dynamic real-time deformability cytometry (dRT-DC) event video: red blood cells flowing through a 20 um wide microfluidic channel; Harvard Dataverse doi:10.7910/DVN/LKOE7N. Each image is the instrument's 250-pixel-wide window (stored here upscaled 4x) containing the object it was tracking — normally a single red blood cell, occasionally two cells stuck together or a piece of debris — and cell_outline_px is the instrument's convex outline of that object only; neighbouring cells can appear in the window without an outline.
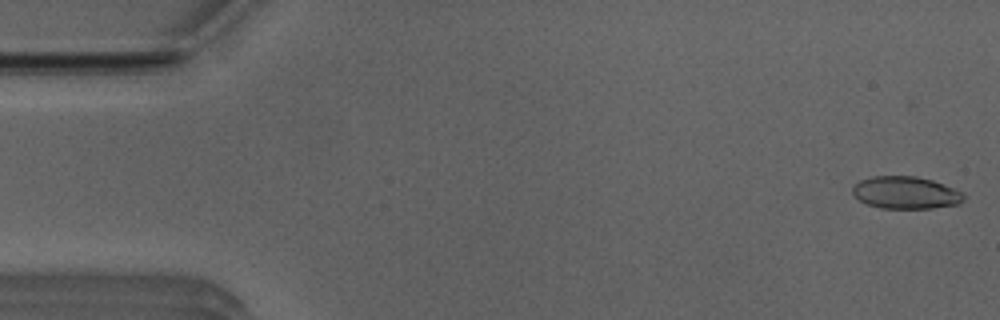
{"species": "Egyptian fruit bat (a non-hibernating species)", "species_latin": "Rousettus aegyptiacus", "temperature_condition": "room temperature", "stored_images_in_passage": 52, "segment_of_instrument_passage": [1, 2], "camera_frame_rate_fps": 3000, "um_per_image_px": 0.085, "animal": {"sex": "male"}, "frame": {"image": 1, "passage_image": 1, "time_ms": 0.0, "image_size_px": [1000, 320], "cell_outline_px": [[964, 200], [956, 204], [932, 208], [880, 208], [868, 204], [860, 200], [852, 192], [852, 188], [860, 180], [872, 176], [916, 176], [932, 180], [964, 192]], "centroid_in_image_um": [76.99, 16.37], "position_along_channel_um": 8.0, "area_um2": 20.81}}
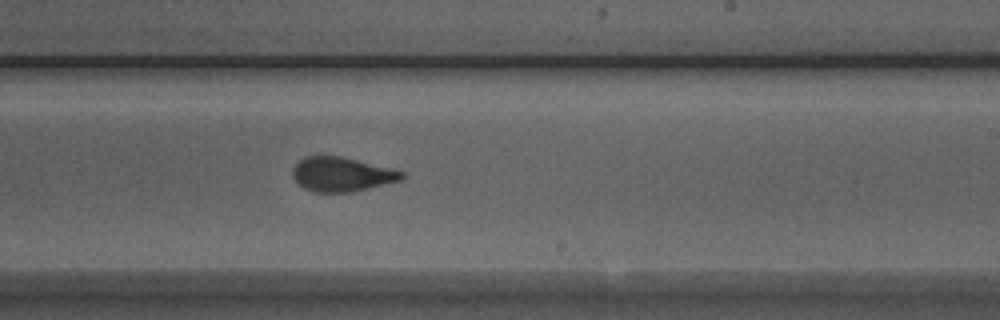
{"frame": {"image": 2, "passage_image": 30, "time_ms": 9.667, "image_size_px": [1000, 320], "cell_outline_px": [[404, 176], [400, 180], [348, 192], [312, 192], [304, 188], [292, 176], [292, 168], [304, 156], [340, 156], [404, 172]], "centroid_in_image_um": [28.97, 14.81], "position_along_channel_um": 260.0, "area_um2": 21.27}}
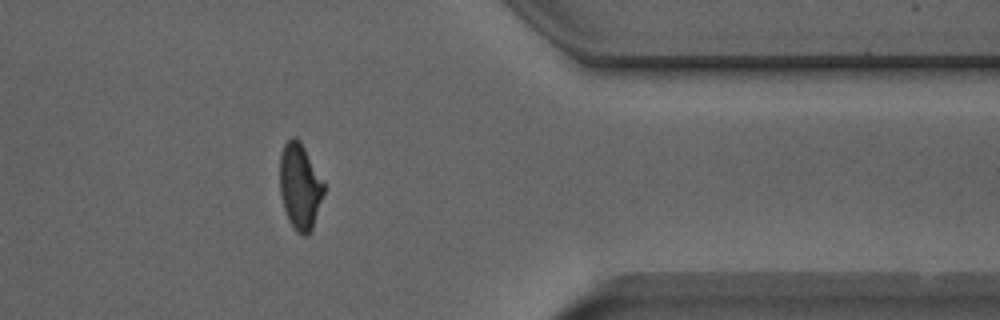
{"frame": {"image": 3, "passage_image": 41, "time_ms": 13.333, "image_size_px": [1000, 320], "cell_outline_px": [[324, 192], [312, 228], [308, 236], [304, 236], [296, 232], [288, 220], [284, 208], [280, 192], [280, 156], [284, 144], [292, 136], [296, 136], [300, 140], [324, 184]], "centroid_in_image_um": [25.47, 15.85], "position_along_channel_um": 385.9, "area_um2": 21.85}}